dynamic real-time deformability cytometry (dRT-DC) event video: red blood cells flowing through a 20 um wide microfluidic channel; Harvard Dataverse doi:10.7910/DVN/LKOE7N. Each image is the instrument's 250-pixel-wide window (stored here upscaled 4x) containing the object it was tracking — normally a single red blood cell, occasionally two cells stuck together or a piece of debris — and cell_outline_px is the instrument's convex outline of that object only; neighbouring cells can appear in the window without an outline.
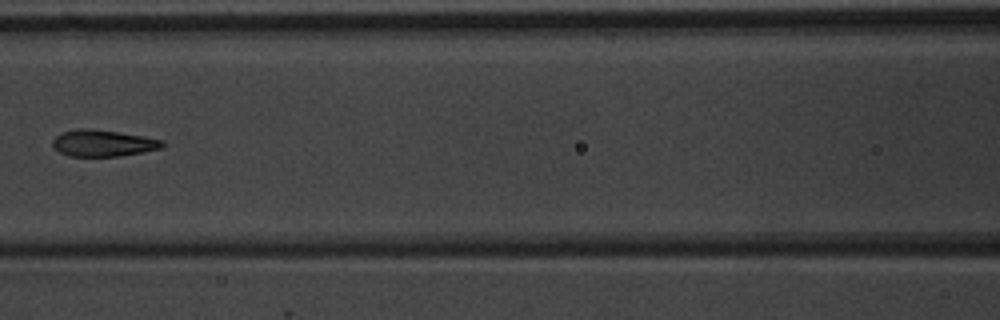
{"species": "common noctule bat (a hibernating species)", "species_latin": "Nyctalus noctula", "temperature_condition": "warm", "stored_images_in_passage": 7, "camera_frame_rate_fps": 3000, "um_per_image_px": 0.085, "animal": {"sex": "male", "body_mass_g": 20.1, "forearm_length_mm": 53.5}, "frame": {"image": 1, "passage_image": 6, "time_ms": 6.667, "image_size_px": [1000, 320], "cell_outline_px": [[164, 144], [160, 148], [120, 156], [68, 156], [60, 152], [52, 144], [52, 140], [56, 136], [64, 132], [76, 128], [92, 128], [144, 136], [164, 140]], "centroid_in_image_um": [8.74, 12.15], "position_along_channel_um": 157.9, "area_um2": 16.88}}
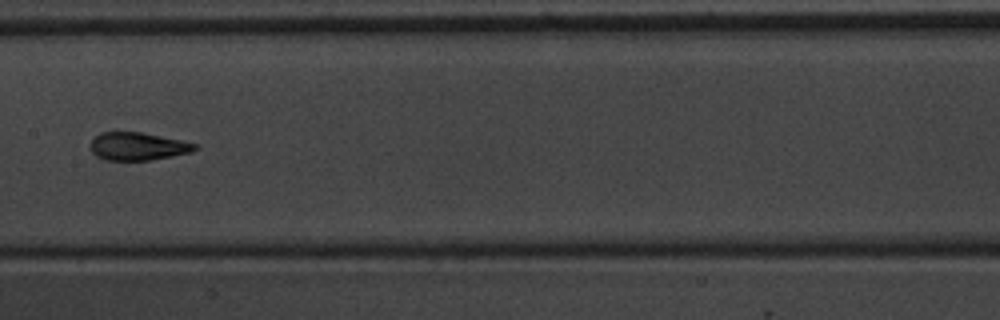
{"frame": {"image": 2, "passage_image": 7, "time_ms": 7.667, "image_size_px": [1000, 320], "cell_outline_px": [[200, 148], [192, 152], [172, 156], [148, 160], [104, 160], [96, 156], [88, 148], [88, 144], [100, 132], [140, 132], [180, 140], [196, 144]], "centroid_in_image_um": [11.67, 12.44], "position_along_channel_um": 195.7, "area_um2": 17.05}}